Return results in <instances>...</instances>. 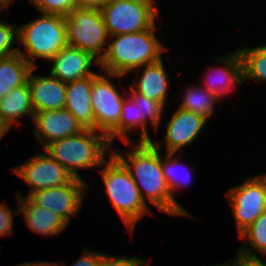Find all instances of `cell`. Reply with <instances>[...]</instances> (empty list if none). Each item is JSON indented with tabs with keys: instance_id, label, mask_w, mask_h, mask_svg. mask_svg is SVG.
<instances>
[{
	"instance_id": "1",
	"label": "cell",
	"mask_w": 266,
	"mask_h": 266,
	"mask_svg": "<svg viewBox=\"0 0 266 266\" xmlns=\"http://www.w3.org/2000/svg\"><path fill=\"white\" fill-rule=\"evenodd\" d=\"M127 144L132 146V150L126 152L128 161L118 151L112 153L129 170L143 201L146 203L147 197L149 202L164 213L192 217L175 199H172L161 168L160 147L162 145L155 144L153 141L125 143Z\"/></svg>"
},
{
	"instance_id": "2",
	"label": "cell",
	"mask_w": 266,
	"mask_h": 266,
	"mask_svg": "<svg viewBox=\"0 0 266 266\" xmlns=\"http://www.w3.org/2000/svg\"><path fill=\"white\" fill-rule=\"evenodd\" d=\"M156 23L149 29L137 33L110 36L104 57L98 63L108 77L121 78L138 69L134 79H138L140 67L159 62L161 53L167 48L155 36ZM114 38V39H113Z\"/></svg>"
},
{
	"instance_id": "3",
	"label": "cell",
	"mask_w": 266,
	"mask_h": 266,
	"mask_svg": "<svg viewBox=\"0 0 266 266\" xmlns=\"http://www.w3.org/2000/svg\"><path fill=\"white\" fill-rule=\"evenodd\" d=\"M98 131L85 129L81 133L48 144L44 150L59 162L74 178L82 179L78 169L101 166L107 160L111 143ZM109 149V150H108Z\"/></svg>"
},
{
	"instance_id": "4",
	"label": "cell",
	"mask_w": 266,
	"mask_h": 266,
	"mask_svg": "<svg viewBox=\"0 0 266 266\" xmlns=\"http://www.w3.org/2000/svg\"><path fill=\"white\" fill-rule=\"evenodd\" d=\"M109 156L110 160L104 162L101 171L106 193L127 228L133 232L136 222L143 215L150 214L149 206L143 201L125 165L113 153Z\"/></svg>"
},
{
	"instance_id": "5",
	"label": "cell",
	"mask_w": 266,
	"mask_h": 266,
	"mask_svg": "<svg viewBox=\"0 0 266 266\" xmlns=\"http://www.w3.org/2000/svg\"><path fill=\"white\" fill-rule=\"evenodd\" d=\"M18 42L24 45L26 52L19 54L33 67L36 58L51 59L67 43L66 18L55 14L43 13L40 18L18 27ZM32 59V60H31Z\"/></svg>"
},
{
	"instance_id": "6",
	"label": "cell",
	"mask_w": 266,
	"mask_h": 266,
	"mask_svg": "<svg viewBox=\"0 0 266 266\" xmlns=\"http://www.w3.org/2000/svg\"><path fill=\"white\" fill-rule=\"evenodd\" d=\"M152 0H108L101 8L109 36L137 33L156 22L157 8Z\"/></svg>"
},
{
	"instance_id": "7",
	"label": "cell",
	"mask_w": 266,
	"mask_h": 266,
	"mask_svg": "<svg viewBox=\"0 0 266 266\" xmlns=\"http://www.w3.org/2000/svg\"><path fill=\"white\" fill-rule=\"evenodd\" d=\"M67 43L89 53L98 62L109 37L100 9L76 8L66 17Z\"/></svg>"
},
{
	"instance_id": "8",
	"label": "cell",
	"mask_w": 266,
	"mask_h": 266,
	"mask_svg": "<svg viewBox=\"0 0 266 266\" xmlns=\"http://www.w3.org/2000/svg\"><path fill=\"white\" fill-rule=\"evenodd\" d=\"M226 195L240 235L266 210V174L250 177Z\"/></svg>"
},
{
	"instance_id": "9",
	"label": "cell",
	"mask_w": 266,
	"mask_h": 266,
	"mask_svg": "<svg viewBox=\"0 0 266 266\" xmlns=\"http://www.w3.org/2000/svg\"><path fill=\"white\" fill-rule=\"evenodd\" d=\"M105 75L93 74L91 106L93 108L96 131L108 136L119 124L123 97L116 86Z\"/></svg>"
},
{
	"instance_id": "10",
	"label": "cell",
	"mask_w": 266,
	"mask_h": 266,
	"mask_svg": "<svg viewBox=\"0 0 266 266\" xmlns=\"http://www.w3.org/2000/svg\"><path fill=\"white\" fill-rule=\"evenodd\" d=\"M31 187L30 193L69 184L74 176L48 153H38L12 169Z\"/></svg>"
},
{
	"instance_id": "11",
	"label": "cell",
	"mask_w": 266,
	"mask_h": 266,
	"mask_svg": "<svg viewBox=\"0 0 266 266\" xmlns=\"http://www.w3.org/2000/svg\"><path fill=\"white\" fill-rule=\"evenodd\" d=\"M84 181L74 178L69 184L33 192L27 197L35 205L54 211L69 223L70 217L81 210L85 188L89 187Z\"/></svg>"
},
{
	"instance_id": "12",
	"label": "cell",
	"mask_w": 266,
	"mask_h": 266,
	"mask_svg": "<svg viewBox=\"0 0 266 266\" xmlns=\"http://www.w3.org/2000/svg\"><path fill=\"white\" fill-rule=\"evenodd\" d=\"M36 139L43 149L50 143L74 136L85 129L67 109L42 111L33 116Z\"/></svg>"
},
{
	"instance_id": "13",
	"label": "cell",
	"mask_w": 266,
	"mask_h": 266,
	"mask_svg": "<svg viewBox=\"0 0 266 266\" xmlns=\"http://www.w3.org/2000/svg\"><path fill=\"white\" fill-rule=\"evenodd\" d=\"M207 119L199 114L184 110L180 107L172 114L166 124L164 145L168 153H177L190 145L200 134Z\"/></svg>"
},
{
	"instance_id": "14",
	"label": "cell",
	"mask_w": 266,
	"mask_h": 266,
	"mask_svg": "<svg viewBox=\"0 0 266 266\" xmlns=\"http://www.w3.org/2000/svg\"><path fill=\"white\" fill-rule=\"evenodd\" d=\"M53 66L50 74L64 83L87 78L94 74L90 69L98 61L89 53L79 48L67 45L52 59Z\"/></svg>"
},
{
	"instance_id": "15",
	"label": "cell",
	"mask_w": 266,
	"mask_h": 266,
	"mask_svg": "<svg viewBox=\"0 0 266 266\" xmlns=\"http://www.w3.org/2000/svg\"><path fill=\"white\" fill-rule=\"evenodd\" d=\"M28 77L33 110L35 113L65 108L66 83L60 81L51 74L47 76H36L33 71Z\"/></svg>"
},
{
	"instance_id": "16",
	"label": "cell",
	"mask_w": 266,
	"mask_h": 266,
	"mask_svg": "<svg viewBox=\"0 0 266 266\" xmlns=\"http://www.w3.org/2000/svg\"><path fill=\"white\" fill-rule=\"evenodd\" d=\"M17 192L16 197H18L19 204L17 212L23 214L26 224L32 232L51 237L59 235L67 227L68 223L60 215L35 205L28 197L24 199L21 192Z\"/></svg>"
},
{
	"instance_id": "17",
	"label": "cell",
	"mask_w": 266,
	"mask_h": 266,
	"mask_svg": "<svg viewBox=\"0 0 266 266\" xmlns=\"http://www.w3.org/2000/svg\"><path fill=\"white\" fill-rule=\"evenodd\" d=\"M93 75L66 83L65 109L70 111L84 129L96 130V122L91 106Z\"/></svg>"
},
{
	"instance_id": "18",
	"label": "cell",
	"mask_w": 266,
	"mask_h": 266,
	"mask_svg": "<svg viewBox=\"0 0 266 266\" xmlns=\"http://www.w3.org/2000/svg\"><path fill=\"white\" fill-rule=\"evenodd\" d=\"M217 59L224 63V67L215 68V70L212 69L210 72H217L216 74L213 73L216 78L211 79V77L213 78V74L210 73L212 76L206 78L208 81H205V86L203 85V87L220 99L227 92L233 91L236 85L238 87L242 84V59L238 50L233 51L232 54L224 58Z\"/></svg>"
},
{
	"instance_id": "19",
	"label": "cell",
	"mask_w": 266,
	"mask_h": 266,
	"mask_svg": "<svg viewBox=\"0 0 266 266\" xmlns=\"http://www.w3.org/2000/svg\"><path fill=\"white\" fill-rule=\"evenodd\" d=\"M168 75L164 70L163 60L146 65L138 82L131 83L130 87L140 95L160 102L165 107L168 93Z\"/></svg>"
},
{
	"instance_id": "20",
	"label": "cell",
	"mask_w": 266,
	"mask_h": 266,
	"mask_svg": "<svg viewBox=\"0 0 266 266\" xmlns=\"http://www.w3.org/2000/svg\"><path fill=\"white\" fill-rule=\"evenodd\" d=\"M33 68L19 53L0 58V99L26 84Z\"/></svg>"
},
{
	"instance_id": "21",
	"label": "cell",
	"mask_w": 266,
	"mask_h": 266,
	"mask_svg": "<svg viewBox=\"0 0 266 266\" xmlns=\"http://www.w3.org/2000/svg\"><path fill=\"white\" fill-rule=\"evenodd\" d=\"M34 114L28 82L0 99V115L10 127L25 115H30L33 121Z\"/></svg>"
},
{
	"instance_id": "22",
	"label": "cell",
	"mask_w": 266,
	"mask_h": 266,
	"mask_svg": "<svg viewBox=\"0 0 266 266\" xmlns=\"http://www.w3.org/2000/svg\"><path fill=\"white\" fill-rule=\"evenodd\" d=\"M134 127H141V139L138 142H143V116H140L139 104L128 97L124 99L118 126L107 136L109 142L112 144L115 138L119 137L124 143H130L128 133H131Z\"/></svg>"
},
{
	"instance_id": "23",
	"label": "cell",
	"mask_w": 266,
	"mask_h": 266,
	"mask_svg": "<svg viewBox=\"0 0 266 266\" xmlns=\"http://www.w3.org/2000/svg\"><path fill=\"white\" fill-rule=\"evenodd\" d=\"M198 88V89H197ZM187 87L180 108L199 114L208 120L214 113L215 102L219 101L210 91L204 87Z\"/></svg>"
},
{
	"instance_id": "24",
	"label": "cell",
	"mask_w": 266,
	"mask_h": 266,
	"mask_svg": "<svg viewBox=\"0 0 266 266\" xmlns=\"http://www.w3.org/2000/svg\"><path fill=\"white\" fill-rule=\"evenodd\" d=\"M238 52L242 59L243 82L246 79L266 82V45L239 48Z\"/></svg>"
},
{
	"instance_id": "25",
	"label": "cell",
	"mask_w": 266,
	"mask_h": 266,
	"mask_svg": "<svg viewBox=\"0 0 266 266\" xmlns=\"http://www.w3.org/2000/svg\"><path fill=\"white\" fill-rule=\"evenodd\" d=\"M129 88L131 91L130 97L137 104H139L140 116H143V142H151L152 140L149 137L146 127L147 117L148 120H150L152 125L154 126V129H158L164 106L158 101H154L152 99H148L143 95H140L139 93L135 92L131 87Z\"/></svg>"
},
{
	"instance_id": "26",
	"label": "cell",
	"mask_w": 266,
	"mask_h": 266,
	"mask_svg": "<svg viewBox=\"0 0 266 266\" xmlns=\"http://www.w3.org/2000/svg\"><path fill=\"white\" fill-rule=\"evenodd\" d=\"M166 153L167 154H166L165 161L162 160L163 158L161 156V168H162V172H163V175L165 177V180L167 182L168 189L171 193L172 199H175L173 197L174 193L177 192L176 190L178 188L179 189L186 188V186L190 182L191 175H190V172L185 171L186 175H185V177H183V179H181V176L179 177L180 174H178L179 173L178 170L180 168V167L178 168V166H182L183 164L178 161V157H176V158L173 157V156H176L175 153H168V152H166ZM173 158H175V159H173ZM176 170L178 172H176Z\"/></svg>"
},
{
	"instance_id": "27",
	"label": "cell",
	"mask_w": 266,
	"mask_h": 266,
	"mask_svg": "<svg viewBox=\"0 0 266 266\" xmlns=\"http://www.w3.org/2000/svg\"><path fill=\"white\" fill-rule=\"evenodd\" d=\"M241 239H247L250 246L256 251L266 255V210L240 235Z\"/></svg>"
},
{
	"instance_id": "28",
	"label": "cell",
	"mask_w": 266,
	"mask_h": 266,
	"mask_svg": "<svg viewBox=\"0 0 266 266\" xmlns=\"http://www.w3.org/2000/svg\"><path fill=\"white\" fill-rule=\"evenodd\" d=\"M40 12L66 17L77 8V0H30Z\"/></svg>"
},
{
	"instance_id": "29",
	"label": "cell",
	"mask_w": 266,
	"mask_h": 266,
	"mask_svg": "<svg viewBox=\"0 0 266 266\" xmlns=\"http://www.w3.org/2000/svg\"><path fill=\"white\" fill-rule=\"evenodd\" d=\"M15 38L18 39V26L0 21V58H6L19 52L18 48H12L16 41Z\"/></svg>"
},
{
	"instance_id": "30",
	"label": "cell",
	"mask_w": 266,
	"mask_h": 266,
	"mask_svg": "<svg viewBox=\"0 0 266 266\" xmlns=\"http://www.w3.org/2000/svg\"><path fill=\"white\" fill-rule=\"evenodd\" d=\"M143 261L139 257L122 258L103 254L99 266H139Z\"/></svg>"
},
{
	"instance_id": "31",
	"label": "cell",
	"mask_w": 266,
	"mask_h": 266,
	"mask_svg": "<svg viewBox=\"0 0 266 266\" xmlns=\"http://www.w3.org/2000/svg\"><path fill=\"white\" fill-rule=\"evenodd\" d=\"M13 211L9 206L0 204V236L11 234L13 228Z\"/></svg>"
},
{
	"instance_id": "32",
	"label": "cell",
	"mask_w": 266,
	"mask_h": 266,
	"mask_svg": "<svg viewBox=\"0 0 266 266\" xmlns=\"http://www.w3.org/2000/svg\"><path fill=\"white\" fill-rule=\"evenodd\" d=\"M84 249L83 255L71 266H99L103 253Z\"/></svg>"
},
{
	"instance_id": "33",
	"label": "cell",
	"mask_w": 266,
	"mask_h": 266,
	"mask_svg": "<svg viewBox=\"0 0 266 266\" xmlns=\"http://www.w3.org/2000/svg\"><path fill=\"white\" fill-rule=\"evenodd\" d=\"M242 248L237 253L236 259H240L243 261H257L261 266H266L263 261L260 260V258L257 257L255 252H252V250L247 245H241Z\"/></svg>"
},
{
	"instance_id": "34",
	"label": "cell",
	"mask_w": 266,
	"mask_h": 266,
	"mask_svg": "<svg viewBox=\"0 0 266 266\" xmlns=\"http://www.w3.org/2000/svg\"><path fill=\"white\" fill-rule=\"evenodd\" d=\"M108 0H77V8L100 9Z\"/></svg>"
},
{
	"instance_id": "35",
	"label": "cell",
	"mask_w": 266,
	"mask_h": 266,
	"mask_svg": "<svg viewBox=\"0 0 266 266\" xmlns=\"http://www.w3.org/2000/svg\"><path fill=\"white\" fill-rule=\"evenodd\" d=\"M17 266H60V263L58 262H38V261H35V262H26V263H23V264H19ZM63 266V265H61Z\"/></svg>"
},
{
	"instance_id": "36",
	"label": "cell",
	"mask_w": 266,
	"mask_h": 266,
	"mask_svg": "<svg viewBox=\"0 0 266 266\" xmlns=\"http://www.w3.org/2000/svg\"><path fill=\"white\" fill-rule=\"evenodd\" d=\"M231 264V266H261L257 261H243L236 258Z\"/></svg>"
},
{
	"instance_id": "37",
	"label": "cell",
	"mask_w": 266,
	"mask_h": 266,
	"mask_svg": "<svg viewBox=\"0 0 266 266\" xmlns=\"http://www.w3.org/2000/svg\"><path fill=\"white\" fill-rule=\"evenodd\" d=\"M10 130V126L5 122L4 118L0 115V140Z\"/></svg>"
},
{
	"instance_id": "38",
	"label": "cell",
	"mask_w": 266,
	"mask_h": 266,
	"mask_svg": "<svg viewBox=\"0 0 266 266\" xmlns=\"http://www.w3.org/2000/svg\"><path fill=\"white\" fill-rule=\"evenodd\" d=\"M8 9L9 8V6L3 1V0H0V12L4 9V11H5V9Z\"/></svg>"
},
{
	"instance_id": "39",
	"label": "cell",
	"mask_w": 266,
	"mask_h": 266,
	"mask_svg": "<svg viewBox=\"0 0 266 266\" xmlns=\"http://www.w3.org/2000/svg\"><path fill=\"white\" fill-rule=\"evenodd\" d=\"M214 266H231V261L229 262H227V263H224V264H222V265H214Z\"/></svg>"
},
{
	"instance_id": "40",
	"label": "cell",
	"mask_w": 266,
	"mask_h": 266,
	"mask_svg": "<svg viewBox=\"0 0 266 266\" xmlns=\"http://www.w3.org/2000/svg\"><path fill=\"white\" fill-rule=\"evenodd\" d=\"M7 5L13 0H3Z\"/></svg>"
},
{
	"instance_id": "41",
	"label": "cell",
	"mask_w": 266,
	"mask_h": 266,
	"mask_svg": "<svg viewBox=\"0 0 266 266\" xmlns=\"http://www.w3.org/2000/svg\"><path fill=\"white\" fill-rule=\"evenodd\" d=\"M145 264V261H143L139 266H149L148 264L147 265H144Z\"/></svg>"
}]
</instances>
